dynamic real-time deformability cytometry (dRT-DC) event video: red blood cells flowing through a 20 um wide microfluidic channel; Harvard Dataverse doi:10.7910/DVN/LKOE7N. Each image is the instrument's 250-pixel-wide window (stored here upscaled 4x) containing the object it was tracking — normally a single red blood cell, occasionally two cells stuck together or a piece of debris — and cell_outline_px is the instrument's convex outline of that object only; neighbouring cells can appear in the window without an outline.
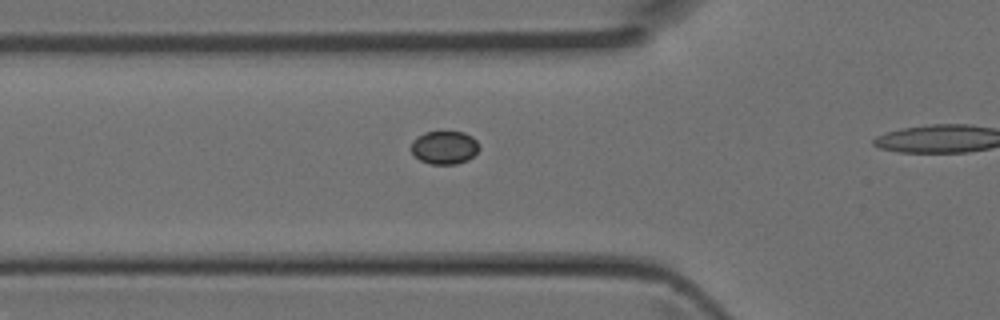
{"species": "Egyptian fruit bat (a non-hibernating species)", "species_latin": "Rousettus aegyptiacus", "temperature_condition": "room temperature", "stored_images_in_passage": 14, "camera_frame_rate_fps": 3000, "um_per_image_px": 0.085, "animal": {"sex": "female"}, "frame": {"image": 1, "passage_image": 10, "time_ms": 3.0, "image_size_px": [1000, 320], "cell_outline_px": [[480, 148], [468, 160], [456, 164], [428, 164], [420, 160], [412, 152], [412, 140], [424, 132], [464, 132], [472, 136], [476, 140]], "centroid_in_image_um": [37.78, 12.54], "position_along_channel_um": 88.0, "area_um2": 13.12}}
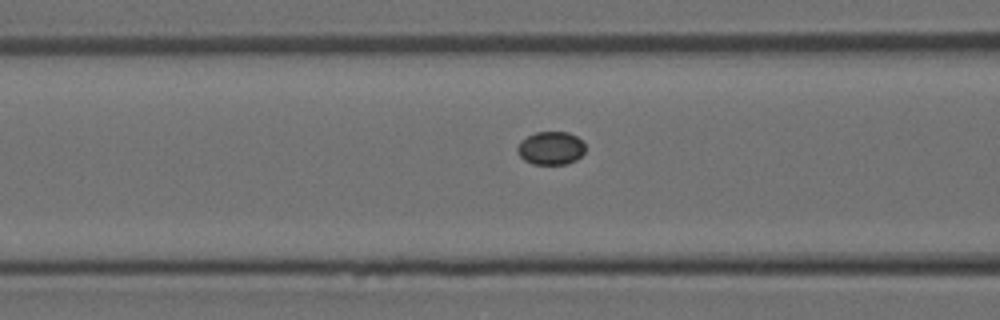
{"frame": {"image": 2, "passage_image": 12, "time_ms": 3.667, "image_size_px": [1000, 320], "cell_outline_px": [[584, 152], [576, 160], [564, 164], [532, 164], [524, 160], [520, 156], [516, 148], [520, 140], [536, 132], [568, 132], [576, 136], [584, 144]], "centroid_in_image_um": [46.79, 12.59], "position_along_channel_um": 119.8, "area_um2": 13.06}}